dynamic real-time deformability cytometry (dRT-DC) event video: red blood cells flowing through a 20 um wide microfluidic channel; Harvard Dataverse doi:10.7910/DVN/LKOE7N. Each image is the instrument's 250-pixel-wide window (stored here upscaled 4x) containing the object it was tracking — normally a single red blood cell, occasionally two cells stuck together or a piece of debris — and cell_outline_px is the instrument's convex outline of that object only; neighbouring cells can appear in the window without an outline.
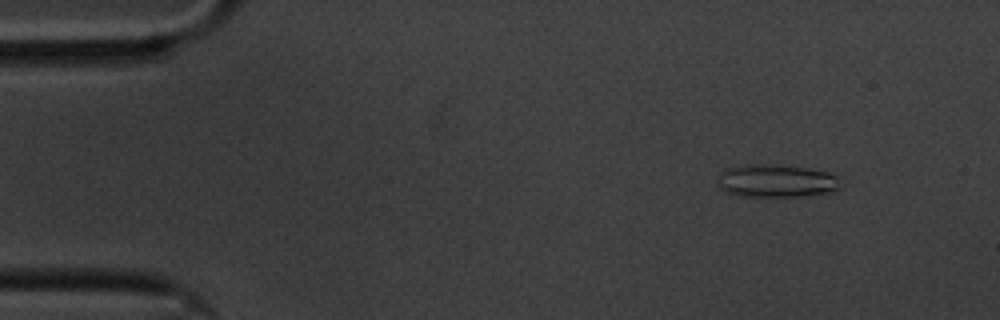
{"species": "common noctule bat (a hibernating species)", "species_latin": "Nyctalus noctula", "temperature_condition": "cold", "stored_images_in_passage": 59, "camera_frame_rate_fps": 3000, "um_per_image_px": 0.085, "animal": {"sex": "male", "body_mass_g": 20.1, "forearm_length_mm": 53.5}, "frame": {"image": 1, "passage_image": 6, "time_ms": 1.667, "image_size_px": [1000, 320], "cell_outline_px": [[836, 188], [832, 192], [800, 196], [736, 196], [720, 188], [716, 184], [716, 180], [720, 172], [728, 168], [744, 164], [780, 164], [808, 168], [828, 172], [836, 176]], "centroid_in_image_um": [65.88, 15.36], "position_along_channel_um": 19.1, "area_um2": 23.58}}
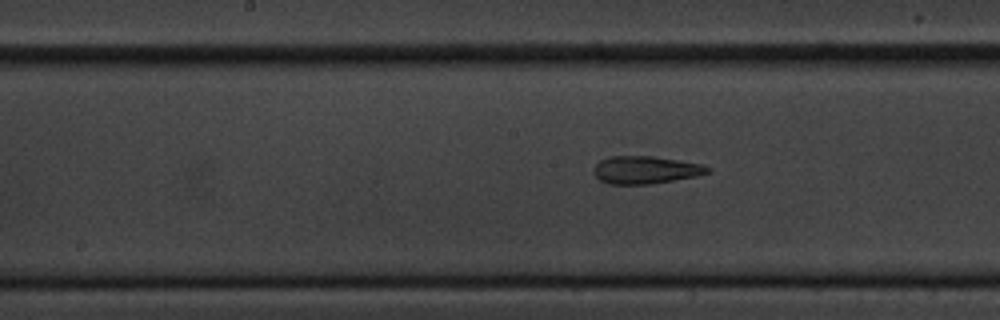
{"frame": {"image": 2, "passage_image": 29, "time_ms": 9.333, "image_size_px": [1000, 320], "cell_outline_px": [[712, 168], [708, 172], [696, 176], [652, 184], [608, 184], [600, 180], [592, 172], [592, 168], [600, 160], [608, 156], [652, 156], [704, 164]], "centroid_in_image_um": [54.84, 14.44], "position_along_channel_um": 193.4, "area_um2": 18.5}}
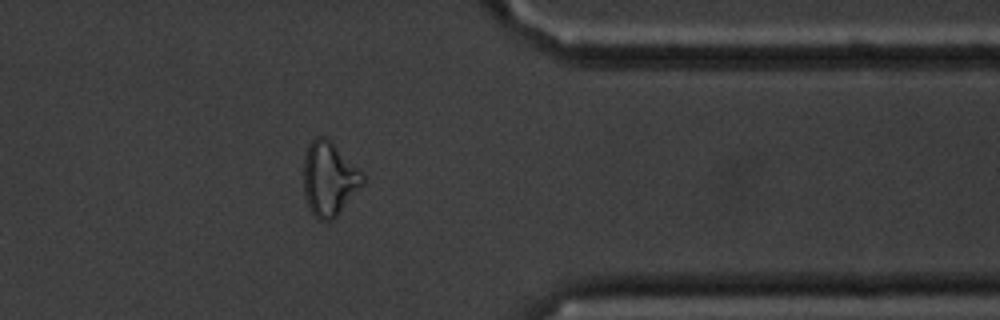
{"frame": {"image": 3, "passage_image": 47, "time_ms": 15.333, "image_size_px": [1000, 320], "cell_outline_px": [[364, 184], [336, 216], [332, 220], [320, 220], [312, 212], [308, 204], [304, 192], [304, 156], [308, 144], [316, 136], [324, 136], [364, 176]], "centroid_in_image_um": [27.95, 15.21], "position_along_channel_um": 383.5, "area_um2": 24.68}, "authors_computed_cell_mechanics": {"area_um2": 21.7328, "velocity_mm_per_s": 3.3811, "shape_relaxation_time_tau1_ms": null, "shape_relaxation_time_tau2_ms": 3.7465, "deformation_change_tau1": null, "deformation_change_tau2": 0.1447}}